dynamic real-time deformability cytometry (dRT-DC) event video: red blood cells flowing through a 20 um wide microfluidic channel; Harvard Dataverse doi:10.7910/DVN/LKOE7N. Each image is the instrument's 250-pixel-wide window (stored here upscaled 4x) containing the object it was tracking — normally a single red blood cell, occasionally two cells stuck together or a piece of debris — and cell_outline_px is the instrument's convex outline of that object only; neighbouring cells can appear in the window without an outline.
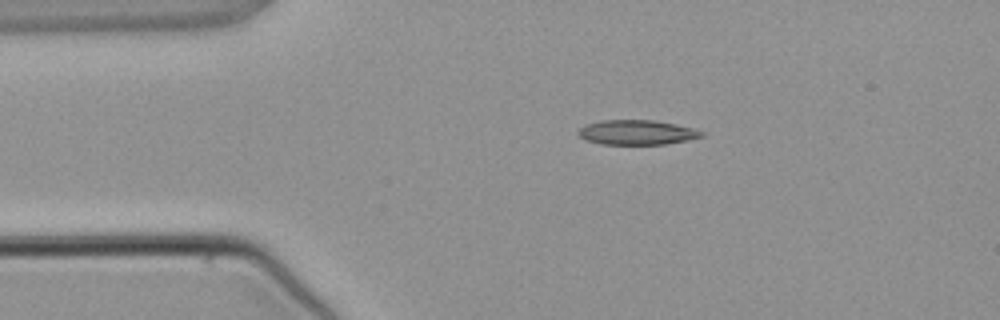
{"species": "common noctule bat (a hibernating species)", "species_latin": "Nyctalus noctula", "temperature_condition": "warm", "stored_images_in_passage": 2, "camera_frame_rate_fps": 3000, "um_per_image_px": 0.085, "animal": {"sex": "male", "body_mass_g": 21.5, "forearm_length_mm": 52.0}, "frame": {"image": 1, "passage_image": 1, "time_ms": 0.0, "image_size_px": [1000, 320], "cell_outline_px": [[704, 136], [688, 140], [664, 144], [600, 144], [584, 140], [576, 132], [580, 128], [588, 124], [600, 120], [652, 120], [676, 124], [692, 128], [704, 132]], "centroid_in_image_um": [54.12, 11.25], "position_along_channel_um": 30.9, "area_um2": 17.74}}